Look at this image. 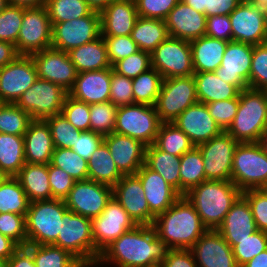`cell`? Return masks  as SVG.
<instances>
[{
  "label": "cell",
  "mask_w": 267,
  "mask_h": 267,
  "mask_svg": "<svg viewBox=\"0 0 267 267\" xmlns=\"http://www.w3.org/2000/svg\"><path fill=\"white\" fill-rule=\"evenodd\" d=\"M169 249L152 225H137L106 247L94 267H152L162 263Z\"/></svg>",
  "instance_id": "1"
},
{
  "label": "cell",
  "mask_w": 267,
  "mask_h": 267,
  "mask_svg": "<svg viewBox=\"0 0 267 267\" xmlns=\"http://www.w3.org/2000/svg\"><path fill=\"white\" fill-rule=\"evenodd\" d=\"M157 237L170 249H190L207 231L199 214L185 196H181L153 221Z\"/></svg>",
  "instance_id": "2"
},
{
  "label": "cell",
  "mask_w": 267,
  "mask_h": 267,
  "mask_svg": "<svg viewBox=\"0 0 267 267\" xmlns=\"http://www.w3.org/2000/svg\"><path fill=\"white\" fill-rule=\"evenodd\" d=\"M242 191L232 181L205 180L184 196L194 206L202 224L217 230Z\"/></svg>",
  "instance_id": "3"
},
{
  "label": "cell",
  "mask_w": 267,
  "mask_h": 267,
  "mask_svg": "<svg viewBox=\"0 0 267 267\" xmlns=\"http://www.w3.org/2000/svg\"><path fill=\"white\" fill-rule=\"evenodd\" d=\"M267 131V91H240L239 107L226 132L239 143L260 142Z\"/></svg>",
  "instance_id": "4"
},
{
  "label": "cell",
  "mask_w": 267,
  "mask_h": 267,
  "mask_svg": "<svg viewBox=\"0 0 267 267\" xmlns=\"http://www.w3.org/2000/svg\"><path fill=\"white\" fill-rule=\"evenodd\" d=\"M67 209L64 200L30 202L25 215L27 244H53L61 231L63 214Z\"/></svg>",
  "instance_id": "5"
},
{
  "label": "cell",
  "mask_w": 267,
  "mask_h": 267,
  "mask_svg": "<svg viewBox=\"0 0 267 267\" xmlns=\"http://www.w3.org/2000/svg\"><path fill=\"white\" fill-rule=\"evenodd\" d=\"M52 245L69 251L85 267H94L100 256L92 236L91 219L69 209L63 214L61 231Z\"/></svg>",
  "instance_id": "6"
},
{
  "label": "cell",
  "mask_w": 267,
  "mask_h": 267,
  "mask_svg": "<svg viewBox=\"0 0 267 267\" xmlns=\"http://www.w3.org/2000/svg\"><path fill=\"white\" fill-rule=\"evenodd\" d=\"M231 181L243 192L267 183V154L260 142L238 143L232 161Z\"/></svg>",
  "instance_id": "7"
},
{
  "label": "cell",
  "mask_w": 267,
  "mask_h": 267,
  "mask_svg": "<svg viewBox=\"0 0 267 267\" xmlns=\"http://www.w3.org/2000/svg\"><path fill=\"white\" fill-rule=\"evenodd\" d=\"M161 123L155 106L135 103L118 107L113 132L149 146L155 143Z\"/></svg>",
  "instance_id": "8"
},
{
  "label": "cell",
  "mask_w": 267,
  "mask_h": 267,
  "mask_svg": "<svg viewBox=\"0 0 267 267\" xmlns=\"http://www.w3.org/2000/svg\"><path fill=\"white\" fill-rule=\"evenodd\" d=\"M198 102L193 75L165 78L155 108L162 123H173L188 107Z\"/></svg>",
  "instance_id": "9"
},
{
  "label": "cell",
  "mask_w": 267,
  "mask_h": 267,
  "mask_svg": "<svg viewBox=\"0 0 267 267\" xmlns=\"http://www.w3.org/2000/svg\"><path fill=\"white\" fill-rule=\"evenodd\" d=\"M68 92L55 83L38 78L15 103L32 120H45L60 114Z\"/></svg>",
  "instance_id": "10"
},
{
  "label": "cell",
  "mask_w": 267,
  "mask_h": 267,
  "mask_svg": "<svg viewBox=\"0 0 267 267\" xmlns=\"http://www.w3.org/2000/svg\"><path fill=\"white\" fill-rule=\"evenodd\" d=\"M151 67L162 77H183L193 75L190 41L168 37L151 53Z\"/></svg>",
  "instance_id": "11"
},
{
  "label": "cell",
  "mask_w": 267,
  "mask_h": 267,
  "mask_svg": "<svg viewBox=\"0 0 267 267\" xmlns=\"http://www.w3.org/2000/svg\"><path fill=\"white\" fill-rule=\"evenodd\" d=\"M52 45V24L45 6L25 7L16 42L19 55L30 56Z\"/></svg>",
  "instance_id": "12"
},
{
  "label": "cell",
  "mask_w": 267,
  "mask_h": 267,
  "mask_svg": "<svg viewBox=\"0 0 267 267\" xmlns=\"http://www.w3.org/2000/svg\"><path fill=\"white\" fill-rule=\"evenodd\" d=\"M137 224L120 203L112 197L102 213L91 219L92 236L96 250L101 253L122 234Z\"/></svg>",
  "instance_id": "13"
},
{
  "label": "cell",
  "mask_w": 267,
  "mask_h": 267,
  "mask_svg": "<svg viewBox=\"0 0 267 267\" xmlns=\"http://www.w3.org/2000/svg\"><path fill=\"white\" fill-rule=\"evenodd\" d=\"M100 35V13L93 11L82 18L53 24L51 47L69 52L73 48L97 39Z\"/></svg>",
  "instance_id": "14"
},
{
  "label": "cell",
  "mask_w": 267,
  "mask_h": 267,
  "mask_svg": "<svg viewBox=\"0 0 267 267\" xmlns=\"http://www.w3.org/2000/svg\"><path fill=\"white\" fill-rule=\"evenodd\" d=\"M238 143L223 131L197 146L204 161L206 180L231 181L232 161Z\"/></svg>",
  "instance_id": "15"
},
{
  "label": "cell",
  "mask_w": 267,
  "mask_h": 267,
  "mask_svg": "<svg viewBox=\"0 0 267 267\" xmlns=\"http://www.w3.org/2000/svg\"><path fill=\"white\" fill-rule=\"evenodd\" d=\"M112 197V187L86 179L76 181L64 201L69 210L93 219L102 213Z\"/></svg>",
  "instance_id": "16"
},
{
  "label": "cell",
  "mask_w": 267,
  "mask_h": 267,
  "mask_svg": "<svg viewBox=\"0 0 267 267\" xmlns=\"http://www.w3.org/2000/svg\"><path fill=\"white\" fill-rule=\"evenodd\" d=\"M232 39L251 45L267 42V28L264 9L249 0L242 2L230 14Z\"/></svg>",
  "instance_id": "17"
},
{
  "label": "cell",
  "mask_w": 267,
  "mask_h": 267,
  "mask_svg": "<svg viewBox=\"0 0 267 267\" xmlns=\"http://www.w3.org/2000/svg\"><path fill=\"white\" fill-rule=\"evenodd\" d=\"M38 78L31 56L19 55L14 61L0 68L1 102L15 104Z\"/></svg>",
  "instance_id": "18"
},
{
  "label": "cell",
  "mask_w": 267,
  "mask_h": 267,
  "mask_svg": "<svg viewBox=\"0 0 267 267\" xmlns=\"http://www.w3.org/2000/svg\"><path fill=\"white\" fill-rule=\"evenodd\" d=\"M254 45L229 41L222 63L214 72L224 82L235 85L240 91L250 88V69Z\"/></svg>",
  "instance_id": "19"
},
{
  "label": "cell",
  "mask_w": 267,
  "mask_h": 267,
  "mask_svg": "<svg viewBox=\"0 0 267 267\" xmlns=\"http://www.w3.org/2000/svg\"><path fill=\"white\" fill-rule=\"evenodd\" d=\"M30 56L39 78L55 83L67 92L71 90L77 71L68 52L50 47Z\"/></svg>",
  "instance_id": "20"
},
{
  "label": "cell",
  "mask_w": 267,
  "mask_h": 267,
  "mask_svg": "<svg viewBox=\"0 0 267 267\" xmlns=\"http://www.w3.org/2000/svg\"><path fill=\"white\" fill-rule=\"evenodd\" d=\"M113 197L137 225H152L156 217L149 209L142 183L136 175H123L112 188Z\"/></svg>",
  "instance_id": "21"
},
{
  "label": "cell",
  "mask_w": 267,
  "mask_h": 267,
  "mask_svg": "<svg viewBox=\"0 0 267 267\" xmlns=\"http://www.w3.org/2000/svg\"><path fill=\"white\" fill-rule=\"evenodd\" d=\"M190 251L198 267H239L232 247L217 230L207 229Z\"/></svg>",
  "instance_id": "22"
},
{
  "label": "cell",
  "mask_w": 267,
  "mask_h": 267,
  "mask_svg": "<svg viewBox=\"0 0 267 267\" xmlns=\"http://www.w3.org/2000/svg\"><path fill=\"white\" fill-rule=\"evenodd\" d=\"M173 124L182 130L196 147L223 132L210 116L206 104L201 102L188 107Z\"/></svg>",
  "instance_id": "23"
},
{
  "label": "cell",
  "mask_w": 267,
  "mask_h": 267,
  "mask_svg": "<svg viewBox=\"0 0 267 267\" xmlns=\"http://www.w3.org/2000/svg\"><path fill=\"white\" fill-rule=\"evenodd\" d=\"M103 142L123 175H135L145 164L146 145L141 141L112 132L104 136Z\"/></svg>",
  "instance_id": "24"
},
{
  "label": "cell",
  "mask_w": 267,
  "mask_h": 267,
  "mask_svg": "<svg viewBox=\"0 0 267 267\" xmlns=\"http://www.w3.org/2000/svg\"><path fill=\"white\" fill-rule=\"evenodd\" d=\"M206 15L181 0L165 19L169 37L191 41L205 35Z\"/></svg>",
  "instance_id": "25"
},
{
  "label": "cell",
  "mask_w": 267,
  "mask_h": 267,
  "mask_svg": "<svg viewBox=\"0 0 267 267\" xmlns=\"http://www.w3.org/2000/svg\"><path fill=\"white\" fill-rule=\"evenodd\" d=\"M112 67L77 73L68 95L87 104L110 101Z\"/></svg>",
  "instance_id": "26"
},
{
  "label": "cell",
  "mask_w": 267,
  "mask_h": 267,
  "mask_svg": "<svg viewBox=\"0 0 267 267\" xmlns=\"http://www.w3.org/2000/svg\"><path fill=\"white\" fill-rule=\"evenodd\" d=\"M141 181L150 211L157 216L170 208L181 195L157 172L145 164L135 174Z\"/></svg>",
  "instance_id": "27"
},
{
  "label": "cell",
  "mask_w": 267,
  "mask_h": 267,
  "mask_svg": "<svg viewBox=\"0 0 267 267\" xmlns=\"http://www.w3.org/2000/svg\"><path fill=\"white\" fill-rule=\"evenodd\" d=\"M138 17L134 0H114L100 12L101 35H131Z\"/></svg>",
  "instance_id": "28"
},
{
  "label": "cell",
  "mask_w": 267,
  "mask_h": 267,
  "mask_svg": "<svg viewBox=\"0 0 267 267\" xmlns=\"http://www.w3.org/2000/svg\"><path fill=\"white\" fill-rule=\"evenodd\" d=\"M25 162L30 164H49L54 152L51 130L45 120H32L23 135Z\"/></svg>",
  "instance_id": "29"
},
{
  "label": "cell",
  "mask_w": 267,
  "mask_h": 267,
  "mask_svg": "<svg viewBox=\"0 0 267 267\" xmlns=\"http://www.w3.org/2000/svg\"><path fill=\"white\" fill-rule=\"evenodd\" d=\"M258 229L247 200L241 195L226 214L217 231L225 240H243Z\"/></svg>",
  "instance_id": "30"
},
{
  "label": "cell",
  "mask_w": 267,
  "mask_h": 267,
  "mask_svg": "<svg viewBox=\"0 0 267 267\" xmlns=\"http://www.w3.org/2000/svg\"><path fill=\"white\" fill-rule=\"evenodd\" d=\"M226 41L204 35L190 41L195 73L214 72L222 63Z\"/></svg>",
  "instance_id": "31"
},
{
  "label": "cell",
  "mask_w": 267,
  "mask_h": 267,
  "mask_svg": "<svg viewBox=\"0 0 267 267\" xmlns=\"http://www.w3.org/2000/svg\"><path fill=\"white\" fill-rule=\"evenodd\" d=\"M68 54L77 73L112 67L108 58L107 46L102 35L91 42L71 49Z\"/></svg>",
  "instance_id": "32"
},
{
  "label": "cell",
  "mask_w": 267,
  "mask_h": 267,
  "mask_svg": "<svg viewBox=\"0 0 267 267\" xmlns=\"http://www.w3.org/2000/svg\"><path fill=\"white\" fill-rule=\"evenodd\" d=\"M30 202L52 199L48 164L25 163L15 176Z\"/></svg>",
  "instance_id": "33"
},
{
  "label": "cell",
  "mask_w": 267,
  "mask_h": 267,
  "mask_svg": "<svg viewBox=\"0 0 267 267\" xmlns=\"http://www.w3.org/2000/svg\"><path fill=\"white\" fill-rule=\"evenodd\" d=\"M198 102L208 104L239 98L240 90L230 83L222 81L215 72H199L193 74Z\"/></svg>",
  "instance_id": "34"
},
{
  "label": "cell",
  "mask_w": 267,
  "mask_h": 267,
  "mask_svg": "<svg viewBox=\"0 0 267 267\" xmlns=\"http://www.w3.org/2000/svg\"><path fill=\"white\" fill-rule=\"evenodd\" d=\"M145 165L159 173L180 194V157L161 151L152 144L146 146Z\"/></svg>",
  "instance_id": "35"
},
{
  "label": "cell",
  "mask_w": 267,
  "mask_h": 267,
  "mask_svg": "<svg viewBox=\"0 0 267 267\" xmlns=\"http://www.w3.org/2000/svg\"><path fill=\"white\" fill-rule=\"evenodd\" d=\"M122 176L109 148L102 142L88 160V179L113 188Z\"/></svg>",
  "instance_id": "36"
},
{
  "label": "cell",
  "mask_w": 267,
  "mask_h": 267,
  "mask_svg": "<svg viewBox=\"0 0 267 267\" xmlns=\"http://www.w3.org/2000/svg\"><path fill=\"white\" fill-rule=\"evenodd\" d=\"M169 37L165 20L138 17L131 32V38L139 50L151 53Z\"/></svg>",
  "instance_id": "37"
},
{
  "label": "cell",
  "mask_w": 267,
  "mask_h": 267,
  "mask_svg": "<svg viewBox=\"0 0 267 267\" xmlns=\"http://www.w3.org/2000/svg\"><path fill=\"white\" fill-rule=\"evenodd\" d=\"M25 163L24 137L0 133V171L15 177Z\"/></svg>",
  "instance_id": "38"
},
{
  "label": "cell",
  "mask_w": 267,
  "mask_h": 267,
  "mask_svg": "<svg viewBox=\"0 0 267 267\" xmlns=\"http://www.w3.org/2000/svg\"><path fill=\"white\" fill-rule=\"evenodd\" d=\"M25 247L32 253L36 267H85L69 251L52 244Z\"/></svg>",
  "instance_id": "39"
},
{
  "label": "cell",
  "mask_w": 267,
  "mask_h": 267,
  "mask_svg": "<svg viewBox=\"0 0 267 267\" xmlns=\"http://www.w3.org/2000/svg\"><path fill=\"white\" fill-rule=\"evenodd\" d=\"M180 195L184 196L191 188L206 180L204 161L198 147L185 152L180 157Z\"/></svg>",
  "instance_id": "40"
},
{
  "label": "cell",
  "mask_w": 267,
  "mask_h": 267,
  "mask_svg": "<svg viewBox=\"0 0 267 267\" xmlns=\"http://www.w3.org/2000/svg\"><path fill=\"white\" fill-rule=\"evenodd\" d=\"M30 201L16 177L6 176L0 183V213L26 215Z\"/></svg>",
  "instance_id": "41"
},
{
  "label": "cell",
  "mask_w": 267,
  "mask_h": 267,
  "mask_svg": "<svg viewBox=\"0 0 267 267\" xmlns=\"http://www.w3.org/2000/svg\"><path fill=\"white\" fill-rule=\"evenodd\" d=\"M154 144L161 151L178 157L195 147L190 138L173 123H161Z\"/></svg>",
  "instance_id": "42"
},
{
  "label": "cell",
  "mask_w": 267,
  "mask_h": 267,
  "mask_svg": "<svg viewBox=\"0 0 267 267\" xmlns=\"http://www.w3.org/2000/svg\"><path fill=\"white\" fill-rule=\"evenodd\" d=\"M163 77L151 67L132 79L134 104L155 106Z\"/></svg>",
  "instance_id": "43"
},
{
  "label": "cell",
  "mask_w": 267,
  "mask_h": 267,
  "mask_svg": "<svg viewBox=\"0 0 267 267\" xmlns=\"http://www.w3.org/2000/svg\"><path fill=\"white\" fill-rule=\"evenodd\" d=\"M45 7L52 25L82 18L93 12L85 0H47Z\"/></svg>",
  "instance_id": "44"
},
{
  "label": "cell",
  "mask_w": 267,
  "mask_h": 267,
  "mask_svg": "<svg viewBox=\"0 0 267 267\" xmlns=\"http://www.w3.org/2000/svg\"><path fill=\"white\" fill-rule=\"evenodd\" d=\"M231 247L237 265L242 267L267 249V232L257 230L243 240H225Z\"/></svg>",
  "instance_id": "45"
},
{
  "label": "cell",
  "mask_w": 267,
  "mask_h": 267,
  "mask_svg": "<svg viewBox=\"0 0 267 267\" xmlns=\"http://www.w3.org/2000/svg\"><path fill=\"white\" fill-rule=\"evenodd\" d=\"M31 121L30 115L16 104L0 106V133L23 136Z\"/></svg>",
  "instance_id": "46"
},
{
  "label": "cell",
  "mask_w": 267,
  "mask_h": 267,
  "mask_svg": "<svg viewBox=\"0 0 267 267\" xmlns=\"http://www.w3.org/2000/svg\"><path fill=\"white\" fill-rule=\"evenodd\" d=\"M50 163L67 172L76 181L88 179V161L72 149L55 148Z\"/></svg>",
  "instance_id": "47"
},
{
  "label": "cell",
  "mask_w": 267,
  "mask_h": 267,
  "mask_svg": "<svg viewBox=\"0 0 267 267\" xmlns=\"http://www.w3.org/2000/svg\"><path fill=\"white\" fill-rule=\"evenodd\" d=\"M116 107L111 101L90 104V131L107 136L114 131Z\"/></svg>",
  "instance_id": "48"
},
{
  "label": "cell",
  "mask_w": 267,
  "mask_h": 267,
  "mask_svg": "<svg viewBox=\"0 0 267 267\" xmlns=\"http://www.w3.org/2000/svg\"><path fill=\"white\" fill-rule=\"evenodd\" d=\"M51 130L55 148L71 149L83 132L77 130L61 113L45 119Z\"/></svg>",
  "instance_id": "49"
},
{
  "label": "cell",
  "mask_w": 267,
  "mask_h": 267,
  "mask_svg": "<svg viewBox=\"0 0 267 267\" xmlns=\"http://www.w3.org/2000/svg\"><path fill=\"white\" fill-rule=\"evenodd\" d=\"M25 7L7 5L0 12V41H7L16 45L22 25Z\"/></svg>",
  "instance_id": "50"
},
{
  "label": "cell",
  "mask_w": 267,
  "mask_h": 267,
  "mask_svg": "<svg viewBox=\"0 0 267 267\" xmlns=\"http://www.w3.org/2000/svg\"><path fill=\"white\" fill-rule=\"evenodd\" d=\"M61 114L77 129L90 131V104L67 95Z\"/></svg>",
  "instance_id": "51"
},
{
  "label": "cell",
  "mask_w": 267,
  "mask_h": 267,
  "mask_svg": "<svg viewBox=\"0 0 267 267\" xmlns=\"http://www.w3.org/2000/svg\"><path fill=\"white\" fill-rule=\"evenodd\" d=\"M250 88L267 91V42L254 46L250 69Z\"/></svg>",
  "instance_id": "52"
},
{
  "label": "cell",
  "mask_w": 267,
  "mask_h": 267,
  "mask_svg": "<svg viewBox=\"0 0 267 267\" xmlns=\"http://www.w3.org/2000/svg\"><path fill=\"white\" fill-rule=\"evenodd\" d=\"M112 67L116 73L133 79L151 68L150 53L139 50L119 60Z\"/></svg>",
  "instance_id": "53"
},
{
  "label": "cell",
  "mask_w": 267,
  "mask_h": 267,
  "mask_svg": "<svg viewBox=\"0 0 267 267\" xmlns=\"http://www.w3.org/2000/svg\"><path fill=\"white\" fill-rule=\"evenodd\" d=\"M0 232L11 238L19 246L27 245L25 215L0 213Z\"/></svg>",
  "instance_id": "54"
},
{
  "label": "cell",
  "mask_w": 267,
  "mask_h": 267,
  "mask_svg": "<svg viewBox=\"0 0 267 267\" xmlns=\"http://www.w3.org/2000/svg\"><path fill=\"white\" fill-rule=\"evenodd\" d=\"M110 101L116 107L134 104L132 78L116 73L113 67L111 74Z\"/></svg>",
  "instance_id": "55"
},
{
  "label": "cell",
  "mask_w": 267,
  "mask_h": 267,
  "mask_svg": "<svg viewBox=\"0 0 267 267\" xmlns=\"http://www.w3.org/2000/svg\"><path fill=\"white\" fill-rule=\"evenodd\" d=\"M103 38L107 46V53L111 66L119 60L127 58L131 54L139 51V48L131 38V35L103 36Z\"/></svg>",
  "instance_id": "56"
},
{
  "label": "cell",
  "mask_w": 267,
  "mask_h": 267,
  "mask_svg": "<svg viewBox=\"0 0 267 267\" xmlns=\"http://www.w3.org/2000/svg\"><path fill=\"white\" fill-rule=\"evenodd\" d=\"M206 106L210 116L223 131H226L232 124L238 111L239 98L210 102Z\"/></svg>",
  "instance_id": "57"
},
{
  "label": "cell",
  "mask_w": 267,
  "mask_h": 267,
  "mask_svg": "<svg viewBox=\"0 0 267 267\" xmlns=\"http://www.w3.org/2000/svg\"><path fill=\"white\" fill-rule=\"evenodd\" d=\"M138 16L165 20L180 0H134Z\"/></svg>",
  "instance_id": "58"
},
{
  "label": "cell",
  "mask_w": 267,
  "mask_h": 267,
  "mask_svg": "<svg viewBox=\"0 0 267 267\" xmlns=\"http://www.w3.org/2000/svg\"><path fill=\"white\" fill-rule=\"evenodd\" d=\"M242 196L250 205L256 227L267 232V197L259 189H249Z\"/></svg>",
  "instance_id": "59"
},
{
  "label": "cell",
  "mask_w": 267,
  "mask_h": 267,
  "mask_svg": "<svg viewBox=\"0 0 267 267\" xmlns=\"http://www.w3.org/2000/svg\"><path fill=\"white\" fill-rule=\"evenodd\" d=\"M49 183L51 186L52 199L65 200L76 182L67 172L48 164Z\"/></svg>",
  "instance_id": "60"
},
{
  "label": "cell",
  "mask_w": 267,
  "mask_h": 267,
  "mask_svg": "<svg viewBox=\"0 0 267 267\" xmlns=\"http://www.w3.org/2000/svg\"><path fill=\"white\" fill-rule=\"evenodd\" d=\"M205 35L226 42L233 41L229 15L207 17Z\"/></svg>",
  "instance_id": "61"
},
{
  "label": "cell",
  "mask_w": 267,
  "mask_h": 267,
  "mask_svg": "<svg viewBox=\"0 0 267 267\" xmlns=\"http://www.w3.org/2000/svg\"><path fill=\"white\" fill-rule=\"evenodd\" d=\"M103 138V136L93 131H83L71 149L88 161L94 151L103 142Z\"/></svg>",
  "instance_id": "62"
},
{
  "label": "cell",
  "mask_w": 267,
  "mask_h": 267,
  "mask_svg": "<svg viewBox=\"0 0 267 267\" xmlns=\"http://www.w3.org/2000/svg\"><path fill=\"white\" fill-rule=\"evenodd\" d=\"M163 267H198L190 249H169Z\"/></svg>",
  "instance_id": "63"
},
{
  "label": "cell",
  "mask_w": 267,
  "mask_h": 267,
  "mask_svg": "<svg viewBox=\"0 0 267 267\" xmlns=\"http://www.w3.org/2000/svg\"><path fill=\"white\" fill-rule=\"evenodd\" d=\"M241 2L242 0H208L205 15H229Z\"/></svg>",
  "instance_id": "64"
},
{
  "label": "cell",
  "mask_w": 267,
  "mask_h": 267,
  "mask_svg": "<svg viewBox=\"0 0 267 267\" xmlns=\"http://www.w3.org/2000/svg\"><path fill=\"white\" fill-rule=\"evenodd\" d=\"M6 267H36V264L32 253L25 246H20L7 260Z\"/></svg>",
  "instance_id": "65"
},
{
  "label": "cell",
  "mask_w": 267,
  "mask_h": 267,
  "mask_svg": "<svg viewBox=\"0 0 267 267\" xmlns=\"http://www.w3.org/2000/svg\"><path fill=\"white\" fill-rule=\"evenodd\" d=\"M19 56L14 44L0 41V68L14 61Z\"/></svg>",
  "instance_id": "66"
},
{
  "label": "cell",
  "mask_w": 267,
  "mask_h": 267,
  "mask_svg": "<svg viewBox=\"0 0 267 267\" xmlns=\"http://www.w3.org/2000/svg\"><path fill=\"white\" fill-rule=\"evenodd\" d=\"M20 246L0 232V258L8 260Z\"/></svg>",
  "instance_id": "67"
},
{
  "label": "cell",
  "mask_w": 267,
  "mask_h": 267,
  "mask_svg": "<svg viewBox=\"0 0 267 267\" xmlns=\"http://www.w3.org/2000/svg\"><path fill=\"white\" fill-rule=\"evenodd\" d=\"M242 267H267V249L257 254Z\"/></svg>",
  "instance_id": "68"
},
{
  "label": "cell",
  "mask_w": 267,
  "mask_h": 267,
  "mask_svg": "<svg viewBox=\"0 0 267 267\" xmlns=\"http://www.w3.org/2000/svg\"><path fill=\"white\" fill-rule=\"evenodd\" d=\"M9 5L23 6V7H36L45 6L47 0H7Z\"/></svg>",
  "instance_id": "69"
},
{
  "label": "cell",
  "mask_w": 267,
  "mask_h": 267,
  "mask_svg": "<svg viewBox=\"0 0 267 267\" xmlns=\"http://www.w3.org/2000/svg\"><path fill=\"white\" fill-rule=\"evenodd\" d=\"M181 1L191 6L196 11L205 14V9L207 8L208 0H181Z\"/></svg>",
  "instance_id": "70"
},
{
  "label": "cell",
  "mask_w": 267,
  "mask_h": 267,
  "mask_svg": "<svg viewBox=\"0 0 267 267\" xmlns=\"http://www.w3.org/2000/svg\"><path fill=\"white\" fill-rule=\"evenodd\" d=\"M87 4L93 9V11L101 12L106 6H108L114 0H85Z\"/></svg>",
  "instance_id": "71"
},
{
  "label": "cell",
  "mask_w": 267,
  "mask_h": 267,
  "mask_svg": "<svg viewBox=\"0 0 267 267\" xmlns=\"http://www.w3.org/2000/svg\"><path fill=\"white\" fill-rule=\"evenodd\" d=\"M252 2L255 6L261 7L262 9L267 7V0H249Z\"/></svg>",
  "instance_id": "72"
},
{
  "label": "cell",
  "mask_w": 267,
  "mask_h": 267,
  "mask_svg": "<svg viewBox=\"0 0 267 267\" xmlns=\"http://www.w3.org/2000/svg\"><path fill=\"white\" fill-rule=\"evenodd\" d=\"M260 143L262 147L264 148L266 154H267V131L263 134L262 139L260 140Z\"/></svg>",
  "instance_id": "73"
},
{
  "label": "cell",
  "mask_w": 267,
  "mask_h": 267,
  "mask_svg": "<svg viewBox=\"0 0 267 267\" xmlns=\"http://www.w3.org/2000/svg\"><path fill=\"white\" fill-rule=\"evenodd\" d=\"M8 5L7 0H0V12Z\"/></svg>",
  "instance_id": "74"
},
{
  "label": "cell",
  "mask_w": 267,
  "mask_h": 267,
  "mask_svg": "<svg viewBox=\"0 0 267 267\" xmlns=\"http://www.w3.org/2000/svg\"><path fill=\"white\" fill-rule=\"evenodd\" d=\"M259 190L267 197V183L261 186Z\"/></svg>",
  "instance_id": "75"
},
{
  "label": "cell",
  "mask_w": 267,
  "mask_h": 267,
  "mask_svg": "<svg viewBox=\"0 0 267 267\" xmlns=\"http://www.w3.org/2000/svg\"><path fill=\"white\" fill-rule=\"evenodd\" d=\"M7 260L0 258V267H6Z\"/></svg>",
  "instance_id": "76"
},
{
  "label": "cell",
  "mask_w": 267,
  "mask_h": 267,
  "mask_svg": "<svg viewBox=\"0 0 267 267\" xmlns=\"http://www.w3.org/2000/svg\"><path fill=\"white\" fill-rule=\"evenodd\" d=\"M264 17H265V21H266V28H267V7L264 8Z\"/></svg>",
  "instance_id": "77"
},
{
  "label": "cell",
  "mask_w": 267,
  "mask_h": 267,
  "mask_svg": "<svg viewBox=\"0 0 267 267\" xmlns=\"http://www.w3.org/2000/svg\"><path fill=\"white\" fill-rule=\"evenodd\" d=\"M6 175H4L1 171H0V183L5 179Z\"/></svg>",
  "instance_id": "78"
},
{
  "label": "cell",
  "mask_w": 267,
  "mask_h": 267,
  "mask_svg": "<svg viewBox=\"0 0 267 267\" xmlns=\"http://www.w3.org/2000/svg\"><path fill=\"white\" fill-rule=\"evenodd\" d=\"M152 267H163V266L161 264H159V265L152 266Z\"/></svg>",
  "instance_id": "79"
}]
</instances>
